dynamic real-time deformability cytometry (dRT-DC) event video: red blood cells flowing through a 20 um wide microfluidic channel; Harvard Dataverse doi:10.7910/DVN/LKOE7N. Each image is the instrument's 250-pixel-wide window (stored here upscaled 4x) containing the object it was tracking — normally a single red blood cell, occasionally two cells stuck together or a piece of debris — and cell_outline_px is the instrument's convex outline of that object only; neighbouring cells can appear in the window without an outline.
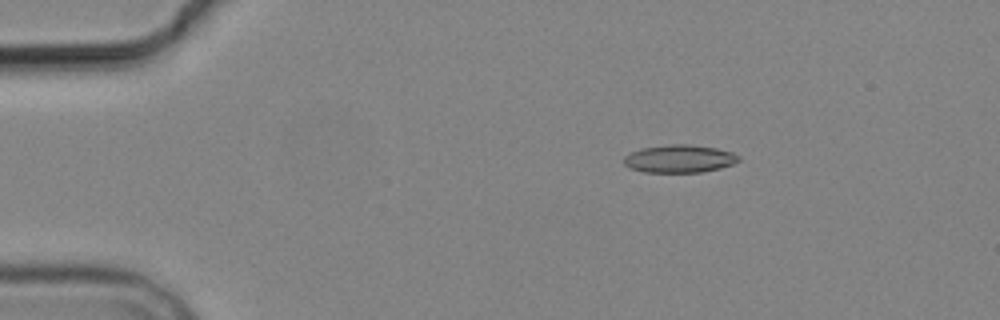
{"species": "common noctule bat (a hibernating species)", "species_latin": "Nyctalus noctula", "temperature_condition": "cold", "stored_images_in_passage": 5, "camera_frame_rate_fps": 3000, "um_per_image_px": 0.085, "animal": {"sex": "male", "body_mass_g": 19.2, "forearm_length_mm": 51.8}, "frame": {"image": 1, "passage_image": 3, "time_ms": 2.333, "image_size_px": [1000, 320], "cell_outline_px": [[740, 160], [732, 164], [720, 168], [700, 172], [644, 172], [628, 168], [624, 164], [624, 156], [640, 148], [668, 144], [688, 144], [716, 148], [732, 152], [740, 156]], "centroid_in_image_um": [57.73, 13.49], "position_along_channel_um": 27.3, "area_um2": 18.67}}